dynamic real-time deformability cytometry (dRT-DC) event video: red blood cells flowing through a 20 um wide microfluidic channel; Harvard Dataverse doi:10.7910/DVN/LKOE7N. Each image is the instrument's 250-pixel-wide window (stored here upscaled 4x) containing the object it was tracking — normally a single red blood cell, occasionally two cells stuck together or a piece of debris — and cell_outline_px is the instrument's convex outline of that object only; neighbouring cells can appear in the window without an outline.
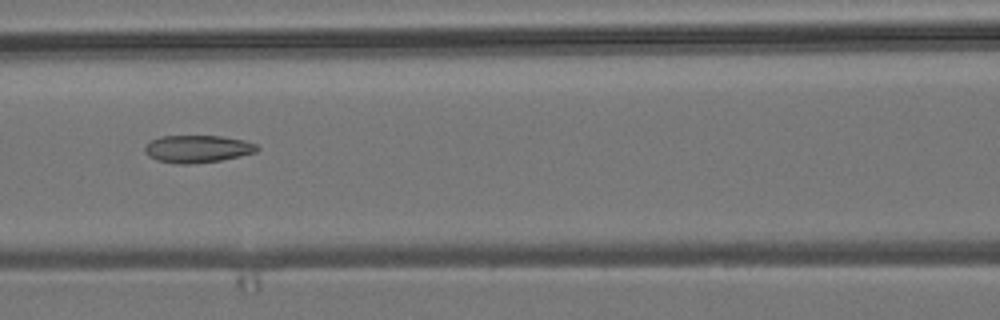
{"species": "common noctule bat (a hibernating species)", "species_latin": "Nyctalus noctula", "temperature_condition": "room temperature", "stored_images_in_passage": 11, "camera_frame_rate_fps": 3000, "um_per_image_px": 0.085, "animal": {"sex": "male", "body_mass_g": 19.2, "forearm_length_mm": 51.8}, "frame": {"image": 1, "passage_image": 8, "time_ms": 2.333, "image_size_px": [1000, 320], "cell_outline_px": [[260, 148], [256, 152], [240, 156], [220, 160], [188, 164], [176, 164], [156, 160], [148, 156], [144, 152], [144, 144], [160, 136], [224, 136], [244, 140], [256, 144]], "centroid_in_image_um": [16.76, 12.65], "position_along_channel_um": 149.8, "area_um2": 18.09}}
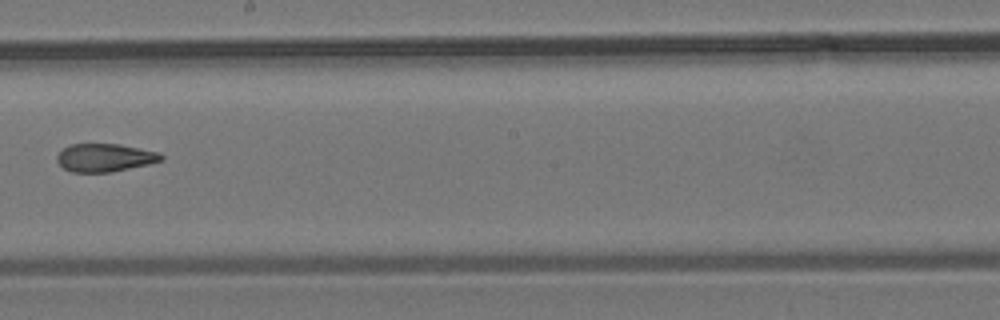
{"frame": {"image": 2, "passage_image": 10, "time_ms": 3.0, "image_size_px": [1000, 320], "cell_outline_px": [[164, 160], [148, 164], [108, 172], [72, 172], [64, 168], [56, 160], [56, 156], [64, 148], [72, 144], [120, 144], [160, 152], [164, 156]], "centroid_in_image_um": [8.93, 13.39], "position_along_channel_um": 239.3, "area_um2": 16.94}}
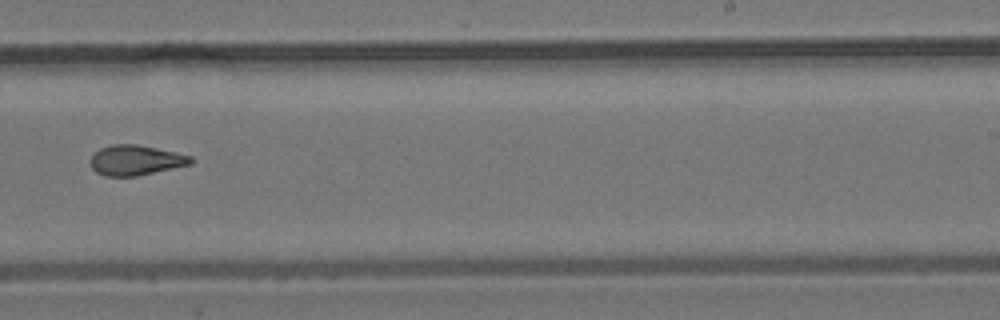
{"frame": {"image": 3, "passage_image": 11, "time_ms": 3.333, "image_size_px": [1000, 320], "cell_outline_px": [[196, 160], [192, 164], [136, 176], [104, 176], [96, 172], [92, 168], [88, 160], [100, 148], [112, 144], [136, 144], [176, 152], [192, 156]], "centroid_in_image_um": [11.54, 13.62], "position_along_channel_um": 277.5, "area_um2": 17.74}}